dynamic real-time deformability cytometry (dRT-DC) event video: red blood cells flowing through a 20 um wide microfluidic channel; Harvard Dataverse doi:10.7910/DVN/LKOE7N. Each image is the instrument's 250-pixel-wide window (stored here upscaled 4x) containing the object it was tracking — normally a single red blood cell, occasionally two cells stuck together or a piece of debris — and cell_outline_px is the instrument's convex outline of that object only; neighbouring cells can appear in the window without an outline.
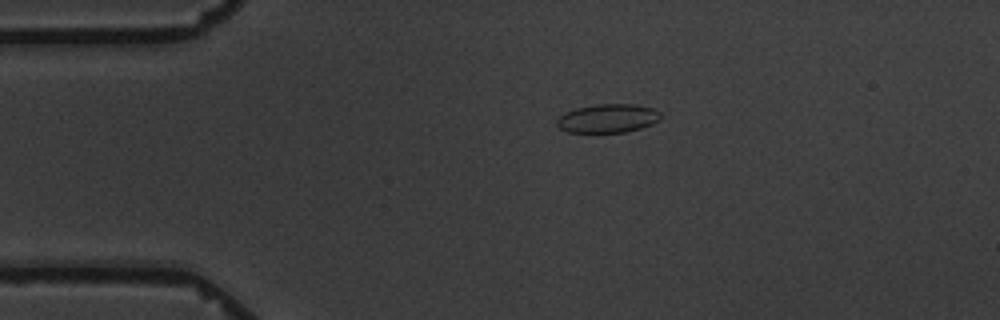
{"species": "common noctule bat (a hibernating species)", "species_latin": "Nyctalus noctula", "temperature_condition": "warm", "stored_images_in_passage": 8, "camera_frame_rate_fps": 3000, "um_per_image_px": 0.085, "animal": {"sex": "male", "body_mass_g": 19.5, "forearm_length_mm": 54.6}, "frame": {"image": 1, "passage_image": 2, "time_ms": 1.0, "image_size_px": [1000, 320], "cell_outline_px": [[660, 120], [652, 124], [640, 128], [624, 132], [568, 132], [560, 128], [556, 124], [556, 120], [564, 112], [576, 108], [596, 104], [636, 104], [652, 108], [660, 112]], "centroid_in_image_um": [51.66, 10.05], "position_along_channel_um": 33.3, "area_um2": 17.34}}
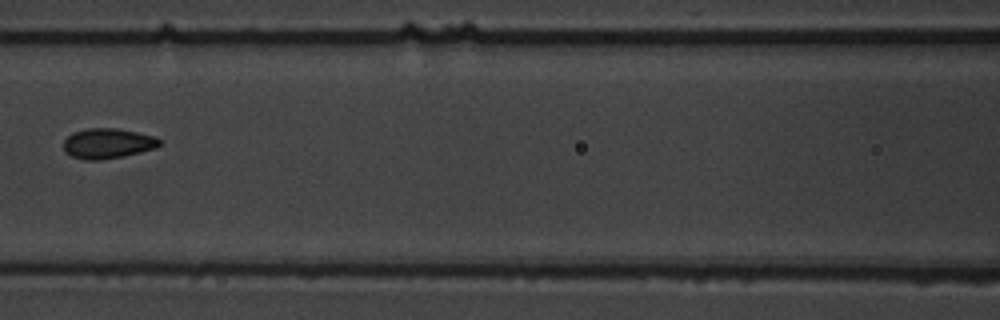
{"frame": {"image": 2, "passage_image": 6, "time_ms": 5.667, "image_size_px": [1000, 320], "cell_outline_px": [[160, 144], [156, 148], [124, 156], [100, 160], [84, 160], [72, 156], [64, 152], [64, 140], [72, 132], [84, 128], [116, 128], [156, 136], [160, 140]], "centroid_in_image_um": [9.13, 12.19], "position_along_channel_um": 157.5, "area_um2": 16.99}}
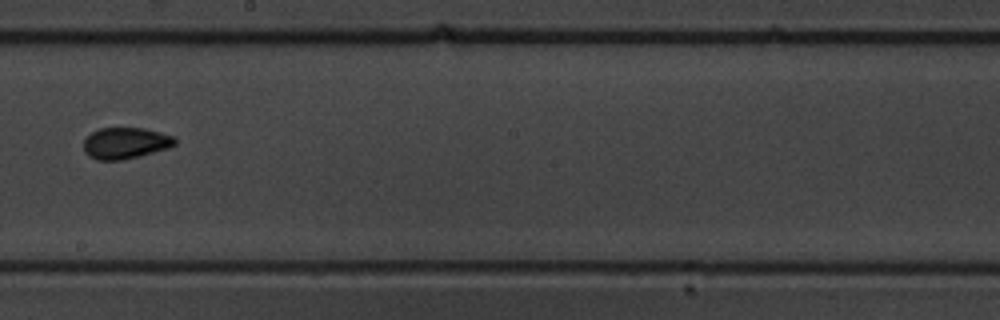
{"frame": {"image": 3, "passage_image": 8, "time_ms": 8.0, "image_size_px": [1000, 320], "cell_outline_px": [[176, 144], [168, 148], [124, 160], [96, 160], [88, 156], [84, 152], [84, 140], [92, 132], [100, 128], [144, 128], [172, 136], [176, 140]], "centroid_in_image_um": [10.63, 12.17], "position_along_channel_um": 237.6, "area_um2": 16.59}}